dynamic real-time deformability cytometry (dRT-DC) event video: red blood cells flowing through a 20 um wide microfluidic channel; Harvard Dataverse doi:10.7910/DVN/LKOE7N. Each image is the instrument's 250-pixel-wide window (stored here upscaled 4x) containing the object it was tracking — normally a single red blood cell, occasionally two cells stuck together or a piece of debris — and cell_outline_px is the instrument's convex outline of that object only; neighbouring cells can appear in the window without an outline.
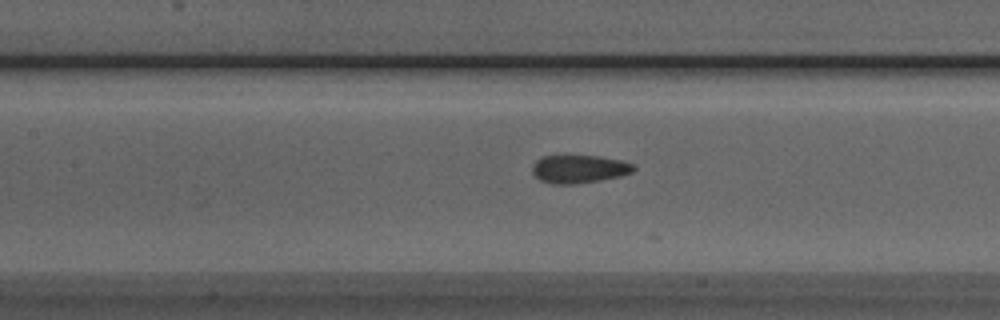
{"species": "Egyptian fruit bat (a non-hibernating species)", "species_latin": "Rousettus aegyptiacus", "temperature_condition": "room temperature", "stored_images_in_passage": 30, "camera_frame_rate_fps": 3000, "um_per_image_px": 0.085, "animal": {"sex": "male"}, "frame": {"image": 1, "passage_image": 8, "time_ms": 2.333, "image_size_px": [1000, 320], "cell_outline_px": [[636, 168], [632, 172], [620, 176], [600, 180], [576, 184], [552, 184], [540, 180], [532, 172], [532, 164], [540, 156], [600, 156], [620, 160], [632, 164]], "centroid_in_image_um": [49.19, 14.37], "position_along_channel_um": 158.2, "area_um2": 16.59}}
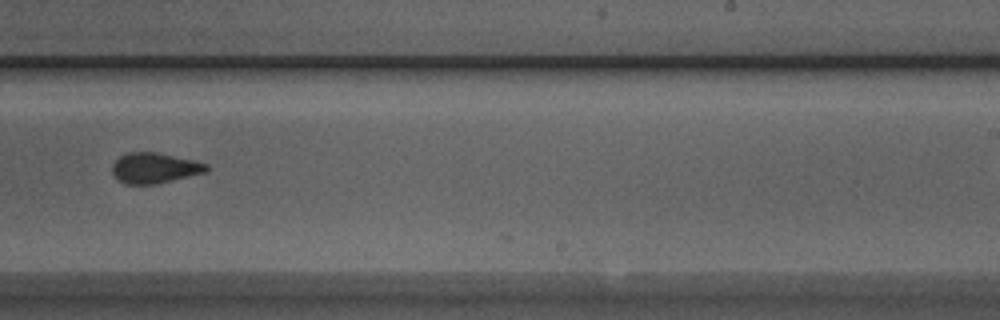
{"frame": {"image": 2, "passage_image": 17, "time_ms": 5.333, "image_size_px": [1000, 320], "cell_outline_px": [[208, 168], [204, 172], [156, 184], [124, 184], [116, 180], [112, 176], [112, 164], [120, 156], [128, 152], [156, 152], [192, 160], [208, 164]], "centroid_in_image_um": [13.05, 14.29], "position_along_channel_um": 275.9, "area_um2": 16.65}}
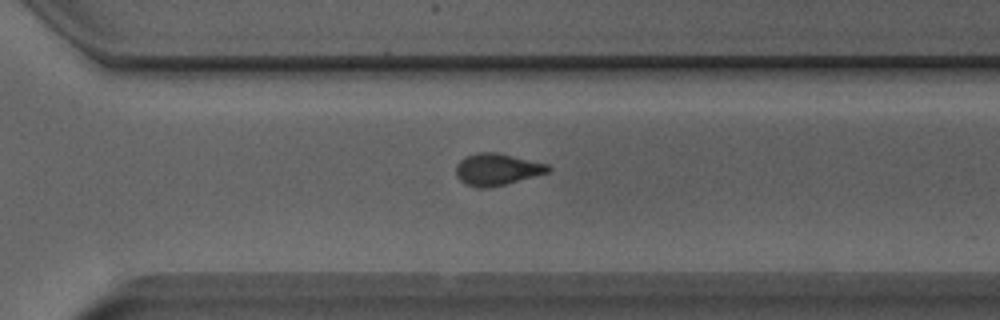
{"frame": {"image": 3, "passage_image": 21, "time_ms": 6.667, "image_size_px": [1000, 320], "cell_outline_px": [[552, 168], [548, 172], [504, 184], [488, 188], [476, 188], [464, 184], [456, 176], [456, 164], [460, 160], [468, 156], [480, 152], [496, 152], [548, 164]], "centroid_in_image_um": [42.21, 14.4], "position_along_channel_um": 328.4, "area_um2": 16.94}, "authors_computed_cell_mechanics": {"area_um2": 17.1666, "velocity_mm_per_s": 3.9401, "shape_relaxation_time_tau1_ms": 6.8368, "shape_relaxation_time_tau2_ms": 2.0468, "deformation_change_tau1": 0.1114, "deformation_change_tau2": 0.0607}}